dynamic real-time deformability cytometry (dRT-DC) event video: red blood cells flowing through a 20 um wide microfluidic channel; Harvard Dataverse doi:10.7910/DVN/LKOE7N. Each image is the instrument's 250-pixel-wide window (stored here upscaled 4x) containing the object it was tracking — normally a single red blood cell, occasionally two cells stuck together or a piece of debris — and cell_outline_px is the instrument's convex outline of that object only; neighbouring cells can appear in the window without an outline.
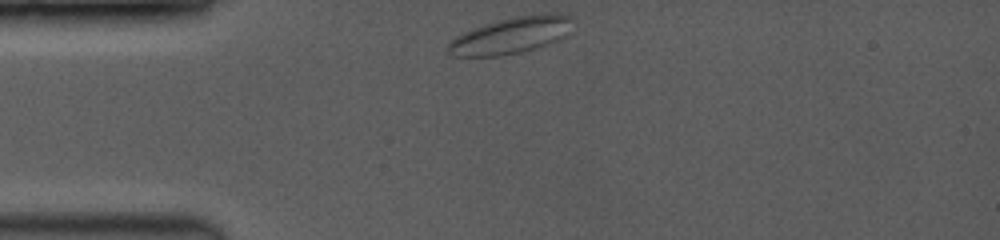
{"species": "common noctule bat (a hibernating species)", "species_latin": "Nyctalus noctula", "temperature_condition": "room temperature", "stored_images_in_passage": 11, "camera_frame_rate_fps": 3500, "um_per_image_px": 0.085, "animal": {"sex": "female", "body_mass_g": 19.0, "forearm_length_mm": 53.3}, "frame": {"image": 1, "passage_image": 1, "time_ms": 0.0, "image_size_px": [1000, 240], "cell_outline_px": [[572, 20], [552, 40], [544, 44], [520, 52], [496, 56], [456, 56], [448, 52], [448, 44], [456, 36], [464, 32], [484, 24], [516, 16], [552, 12], [560, 12], [572, 16]], "centroid_in_image_um": [43.31, 2.98], "position_along_channel_um": 41.7, "area_um2": 25.26}}
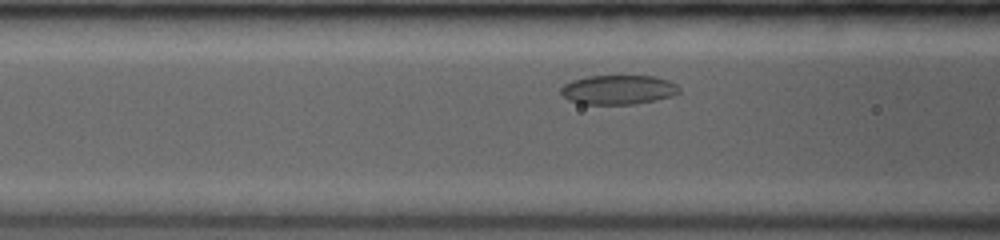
{"frame": {"image": 2, "passage_image": 7, "time_ms": 2.571, "image_size_px": [1000, 240], "cell_outline_px": [[680, 92], [672, 96], [656, 100], [632, 104], [580, 104], [568, 100], [560, 92], [560, 88], [564, 84], [572, 80], [588, 76], [656, 76], [668, 80], [676, 84], [680, 88]], "centroid_in_image_um": [52.55, 7.63], "position_along_channel_um": 114.1, "area_um2": 20.35}}
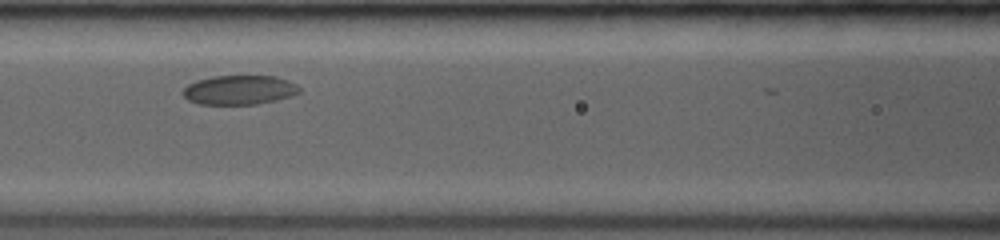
{"frame": {"image": 3, "passage_image": 9, "time_ms": 3.429, "image_size_px": [1000, 240], "cell_outline_px": [[300, 92], [292, 96], [276, 100], [256, 104], [200, 104], [188, 100], [184, 96], [184, 88], [188, 84], [196, 80], [212, 76], [276, 76], [296, 84], [300, 88]], "centroid_in_image_um": [20.35, 7.64], "position_along_channel_um": 146.2, "area_um2": 19.83}}